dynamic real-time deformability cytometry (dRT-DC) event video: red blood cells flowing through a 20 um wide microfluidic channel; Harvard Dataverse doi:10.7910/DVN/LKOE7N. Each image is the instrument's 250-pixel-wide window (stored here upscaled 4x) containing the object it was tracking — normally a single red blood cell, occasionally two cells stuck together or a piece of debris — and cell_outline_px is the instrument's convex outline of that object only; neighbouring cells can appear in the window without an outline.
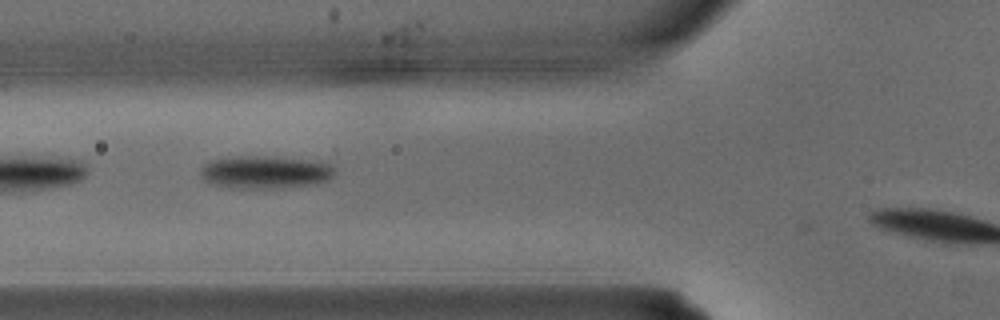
{"species": "common noctule bat (a hibernating species)", "species_latin": "Nyctalus noctula", "temperature_condition": "warm", "stored_images_in_passage": 4, "camera_frame_rate_fps": 3000, "um_per_image_px": 0.085, "animal": {"sex": "male", "body_mass_g": 15.6}, "frame": {"image": 1, "passage_image": 4, "time_ms": 1.0, "image_size_px": [1000, 320], "cell_outline_px": [[336, 172], [328, 180], [312, 184], [272, 188], [240, 188], [212, 184], [204, 180], [200, 176], [200, 168], [208, 160], [240, 156], [260, 156], [320, 160], [332, 164]], "centroid_in_image_um": [22.55, 14.61], "position_along_channel_um": 103.2, "area_um2": 25.78}}